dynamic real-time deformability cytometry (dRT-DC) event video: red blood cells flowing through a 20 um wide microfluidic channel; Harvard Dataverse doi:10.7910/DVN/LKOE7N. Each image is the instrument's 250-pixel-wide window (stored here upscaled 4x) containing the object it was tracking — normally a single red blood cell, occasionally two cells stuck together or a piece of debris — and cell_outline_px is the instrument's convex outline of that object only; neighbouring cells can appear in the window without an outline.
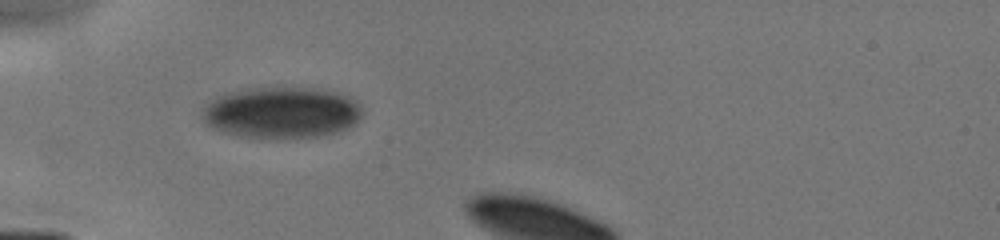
{"species": "human", "species_latin": "Homo sapiens", "temperature_condition": "cold", "stored_images_in_passage": 7, "camera_frame_rate_fps": 3000, "um_per_image_px": 0.085, "donor": {"sex": "male"}, "frame": {"image": 1, "passage_image": 1, "time_ms": 0.0, "image_size_px": [1000, 240], "cell_outline_px": [[360, 116], [356, 124], [340, 132], [320, 136], [240, 136], [224, 132], [212, 128], [204, 124], [200, 112], [200, 108], [216, 96], [228, 92], [276, 84], [280, 84], [316, 88], [348, 96], [356, 100], [360, 104]], "centroid_in_image_um": [23.89, 9.5], "position_along_channel_um": 61.1, "area_um2": 48.55}}